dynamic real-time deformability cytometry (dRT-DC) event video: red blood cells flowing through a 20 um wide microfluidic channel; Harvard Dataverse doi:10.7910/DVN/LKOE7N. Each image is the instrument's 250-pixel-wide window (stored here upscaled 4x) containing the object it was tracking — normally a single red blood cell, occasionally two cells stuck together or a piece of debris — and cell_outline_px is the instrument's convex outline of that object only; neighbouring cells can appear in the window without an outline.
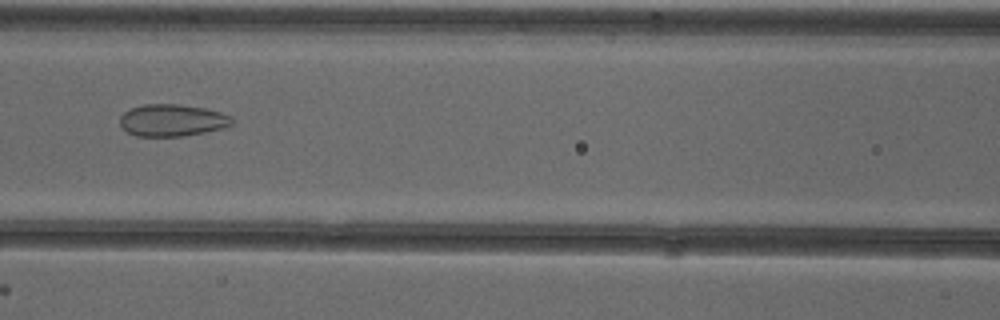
{"species": "common noctule bat (a hibernating species)", "species_latin": "Nyctalus noctula", "temperature_condition": "cold", "stored_images_in_passage": 53, "camera_frame_rate_fps": 3000, "um_per_image_px": 0.085, "animal": {"sex": "female"}, "frame": {"image": 1, "passage_image": 24, "time_ms": 7.667, "image_size_px": [1000, 320], "cell_outline_px": [[232, 124], [224, 128], [204, 132], [180, 136], [136, 136], [128, 132], [120, 124], [120, 116], [124, 112], [132, 108], [144, 104], [180, 104], [204, 108], [220, 112], [232, 116]], "centroid_in_image_um": [14.64, 10.22], "position_along_channel_um": 152.0, "area_um2": 20.81}}
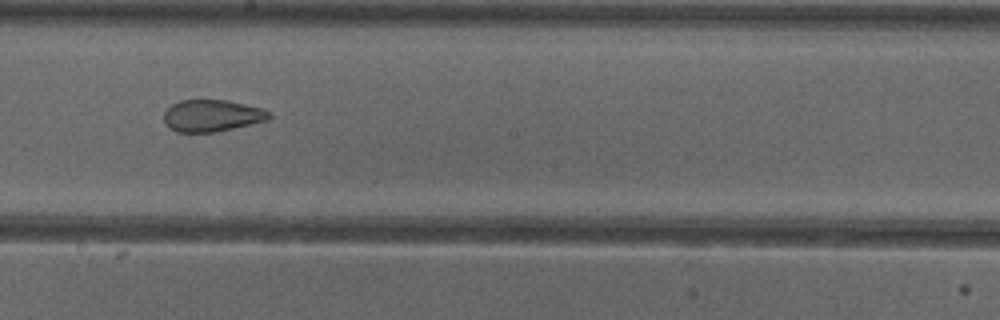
{"frame": {"image": 2, "passage_image": 30, "time_ms": 9.667, "image_size_px": [1000, 320], "cell_outline_px": [[272, 116], [268, 120], [216, 132], [176, 132], [164, 120], [164, 112], [172, 104], [180, 100], [224, 100], [264, 108]], "centroid_in_image_um": [18.03, 9.83], "position_along_channel_um": 230.2, "area_um2": 19.36}}
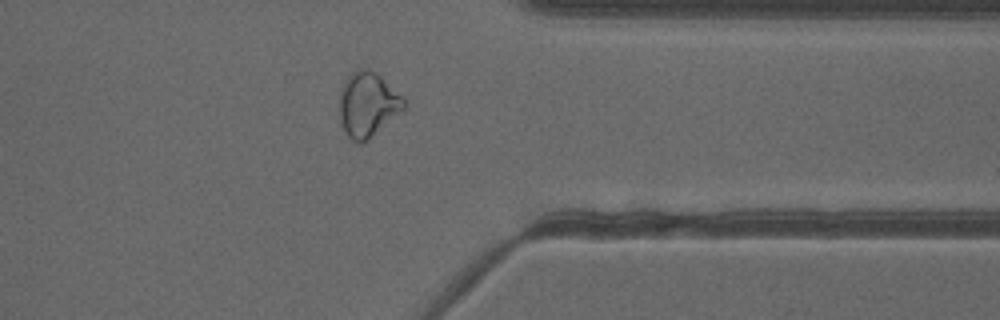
{"frame": {"image": 3, "passage_image": 42, "time_ms": 13.667, "image_size_px": [1000, 320], "cell_outline_px": [[404, 108], [400, 112], [364, 144], [360, 144], [352, 140], [344, 132], [340, 120], [340, 88], [344, 80], [352, 72], [360, 68], [368, 68], [376, 72], [404, 100]], "centroid_in_image_um": [31.2, 8.9], "position_along_channel_um": 380.2, "area_um2": 24.1}, "authors_computed_cell_mechanics": {"area_um2": 25.7788, "velocity_mm_per_s": 3.9173, "shape_relaxation_time_tau1_ms": null, "shape_relaxation_time_tau2_ms": 1.812, "deformation_change_tau1": null, "deformation_change_tau2": 0.0905}}